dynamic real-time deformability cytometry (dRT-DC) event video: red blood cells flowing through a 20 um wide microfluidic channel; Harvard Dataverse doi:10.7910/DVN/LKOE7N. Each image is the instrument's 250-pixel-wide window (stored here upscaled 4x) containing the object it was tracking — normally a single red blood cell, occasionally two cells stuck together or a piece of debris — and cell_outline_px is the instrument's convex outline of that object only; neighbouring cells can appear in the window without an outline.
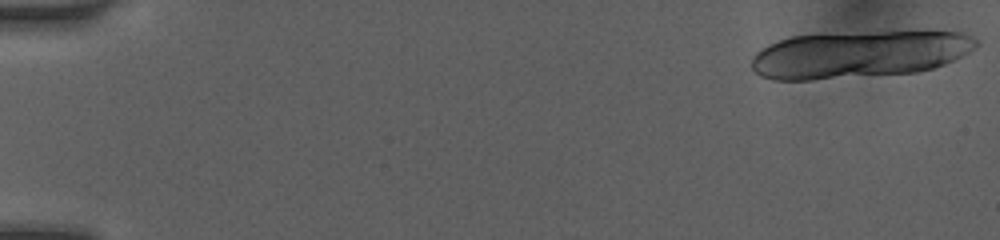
{"species": "human", "species_latin": "Homo sapiens", "temperature_condition": "room temperature", "stored_images_in_passage": 21, "camera_frame_rate_fps": 3000, "um_per_image_px": 0.085, "donor": {"sex": "female"}, "frame": {"image": 1, "passage_image": 1, "time_ms": 0.0, "image_size_px": [1000, 240], "cell_outline_px": [[980, 44], [976, 48], [944, 64], [932, 68], [916, 72], [812, 80], [772, 80], [760, 76], [752, 68], [752, 56], [760, 48], [768, 44], [792, 36], [880, 32], [960, 32], [972, 36]], "centroid_in_image_um": [72.98, 4.63], "position_along_channel_um": 12.0, "area_um2": 61.27}}
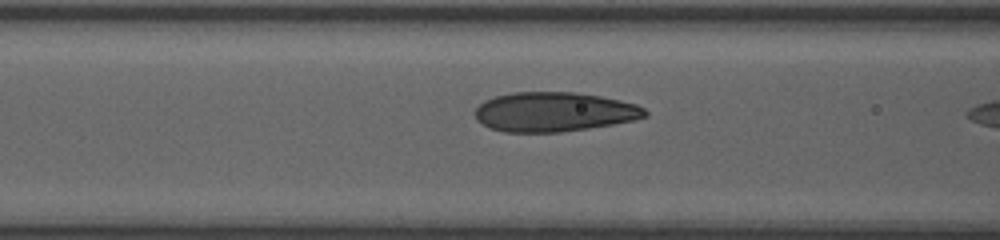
{"frame": {"image": 2, "passage_image": 20, "time_ms": 6.0, "image_size_px": [1000, 240], "cell_outline_px": [[648, 116], [636, 120], [588, 128], [560, 132], [504, 132], [488, 128], [476, 120], [472, 112], [484, 100], [496, 96], [512, 92], [572, 92], [600, 96], [620, 100], [636, 104], [644, 108], [648, 112]], "centroid_in_image_um": [47.07, 9.51], "position_along_channel_um": 119.5, "area_um2": 39.36}}